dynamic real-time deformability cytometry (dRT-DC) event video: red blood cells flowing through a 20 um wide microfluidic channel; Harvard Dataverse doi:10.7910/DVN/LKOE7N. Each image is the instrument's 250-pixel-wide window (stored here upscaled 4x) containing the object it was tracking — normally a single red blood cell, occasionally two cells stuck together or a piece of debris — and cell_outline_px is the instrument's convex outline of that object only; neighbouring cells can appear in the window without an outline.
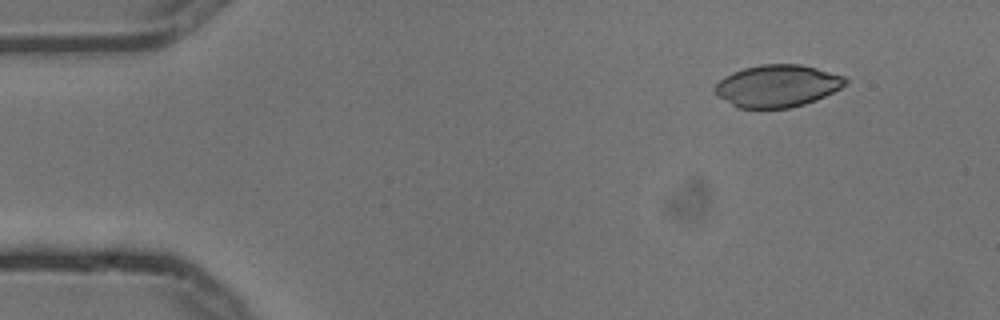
{"species": "common noctule bat (a hibernating species)", "species_latin": "Nyctalus noctula", "temperature_condition": "cold", "stored_images_in_passage": 4, "camera_frame_rate_fps": 3000, "um_per_image_px": 0.085, "animal": {"sex": "male", "body_mass_g": 13.3}, "frame": {"image": 1, "passage_image": 1, "time_ms": 0.0, "image_size_px": [1000, 320], "cell_outline_px": [[848, 80], [840, 88], [816, 100], [804, 104], [788, 108], [740, 108], [732, 104], [720, 96], [712, 88], [724, 76], [732, 72], [744, 68], [760, 64], [800, 64], [816, 68], [844, 76]], "centroid_in_image_um": [66.06, 7.29], "position_along_channel_um": 18.9, "area_um2": 31.79}}